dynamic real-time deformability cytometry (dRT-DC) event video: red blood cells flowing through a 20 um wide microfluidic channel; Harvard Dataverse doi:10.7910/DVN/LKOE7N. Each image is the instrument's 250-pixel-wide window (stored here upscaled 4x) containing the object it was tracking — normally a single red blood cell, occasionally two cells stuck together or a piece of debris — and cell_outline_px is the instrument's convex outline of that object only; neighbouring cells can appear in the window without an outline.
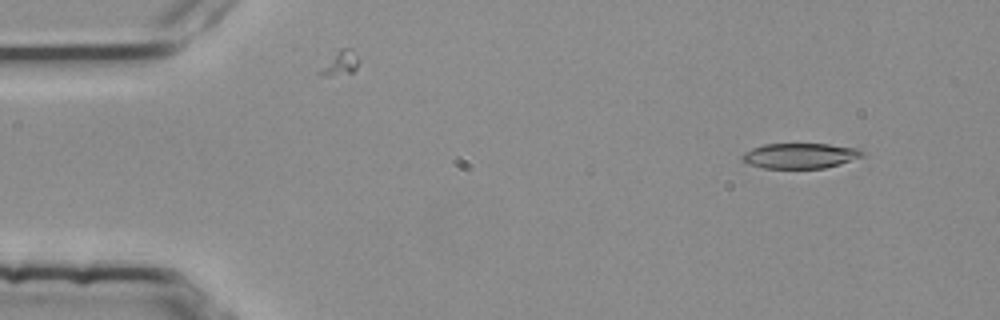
{"species": "common noctule bat (a hibernating species)", "species_latin": "Nyctalus noctula", "temperature_condition": "room temperature", "stored_images_in_passage": 3, "segment_of_instrument_passage": [2, 2], "camera_frame_rate_fps": 3000, "um_per_image_px": 0.085, "animal": {"sex": "female", "body_mass_g": 25.1}, "frame": {"image": 1, "passage_image": 3, "time_ms": 0.667, "image_size_px": [1000, 320], "cell_outline_px": [[864, 156], [840, 164], [824, 168], [764, 168], [748, 164], [740, 160], [740, 156], [744, 152], [752, 148], [764, 144], [828, 144], [856, 148], [864, 152]], "centroid_in_image_um": [67.97, 13.24], "position_along_channel_um": 17.0, "area_um2": 17.74}}